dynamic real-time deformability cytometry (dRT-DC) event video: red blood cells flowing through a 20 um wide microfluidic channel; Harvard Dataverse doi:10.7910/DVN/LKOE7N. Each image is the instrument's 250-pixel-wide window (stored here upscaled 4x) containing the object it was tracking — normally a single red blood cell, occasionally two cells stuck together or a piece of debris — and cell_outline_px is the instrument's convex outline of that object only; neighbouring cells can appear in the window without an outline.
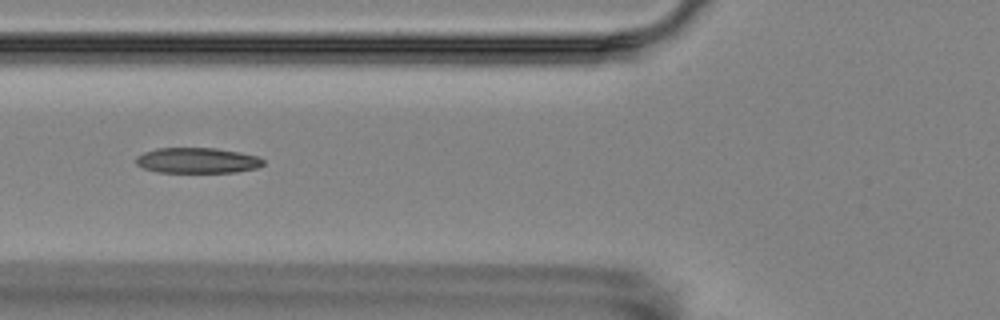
{"species": "Egyptian fruit bat (a non-hibernating species)", "species_latin": "Rousettus aegyptiacus", "temperature_condition": "room temperature", "stored_images_in_passage": 16, "camera_frame_rate_fps": 3000, "um_per_image_px": 0.085, "animal": {"sex": "female"}, "frame": {"image": 1, "passage_image": 7, "time_ms": 6.667, "image_size_px": [1000, 320], "cell_outline_px": [[264, 164], [256, 168], [236, 172], [156, 172], [144, 168], [136, 164], [136, 156], [144, 152], [156, 148], [216, 148], [240, 152], [260, 156], [264, 160]], "centroid_in_image_um": [16.78, 13.63], "position_along_channel_um": 109.0, "area_um2": 19.02}}
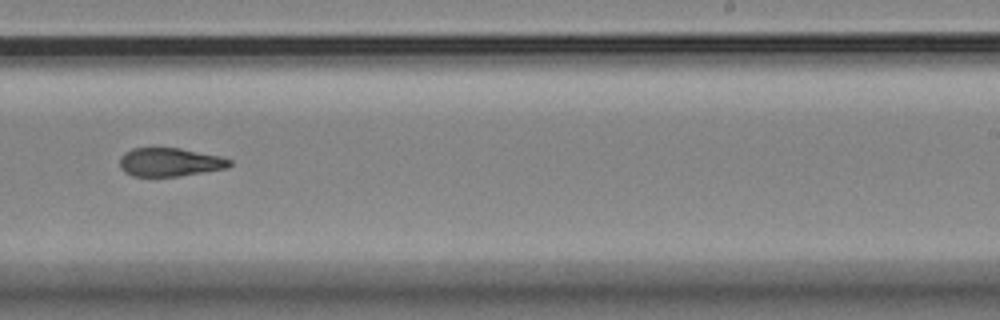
{"frame": {"image": 2, "passage_image": 11, "time_ms": 11.333, "image_size_px": [1000, 320], "cell_outline_px": [[232, 164], [228, 168], [180, 176], [132, 176], [124, 172], [120, 168], [120, 156], [124, 152], [132, 148], [180, 148], [220, 156], [232, 160]], "centroid_in_image_um": [14.43, 13.78], "position_along_channel_um": 274.6, "area_um2": 18.38}}
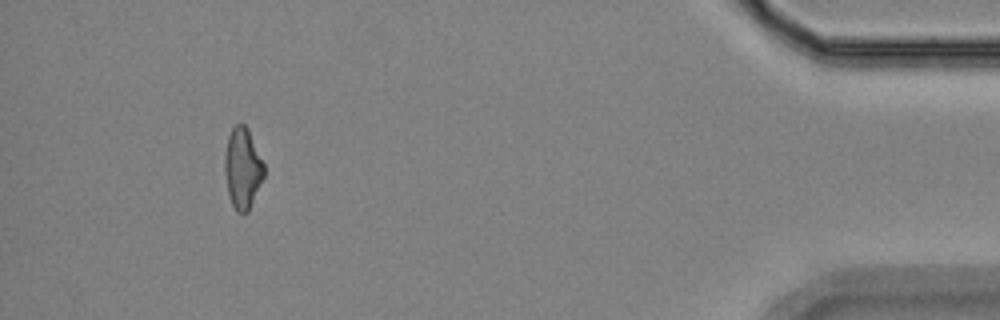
{"frame": {"image": 3, "passage_image": 15, "time_ms": 17.0, "image_size_px": [1000, 320], "cell_outline_px": [[264, 176], [248, 212], [236, 212], [232, 204], [228, 192], [224, 172], [224, 156], [228, 136], [232, 128], [236, 124], [244, 124], [248, 128], [264, 164]], "centroid_in_image_um": [20.61, 14.29], "position_along_channel_um": 414.6, "area_um2": 18.44}, "authors_computed_cell_mechanics": {"area_um2": 18.9295, "velocity_mm_per_s": 3.5533, "shape_relaxation_time_tau1_ms": 4.7584, "shape_relaxation_time_tau2_ms": 2.9388, "deformation_change_tau1": 0.1332, "deformation_change_tau2": 0.0995}}